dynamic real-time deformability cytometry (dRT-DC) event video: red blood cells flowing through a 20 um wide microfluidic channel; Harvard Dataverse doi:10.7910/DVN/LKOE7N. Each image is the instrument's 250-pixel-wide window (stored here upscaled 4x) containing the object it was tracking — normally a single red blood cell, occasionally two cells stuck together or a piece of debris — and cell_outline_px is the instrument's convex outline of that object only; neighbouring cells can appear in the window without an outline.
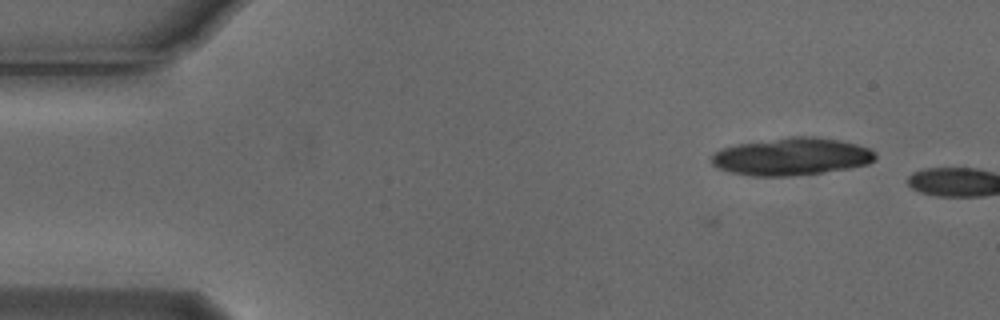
{"species": "Egyptian fruit bat (a non-hibernating species)", "species_latin": "Rousettus aegyptiacus", "temperature_condition": "cold", "stored_images_in_passage": 2, "camera_frame_rate_fps": 3000, "um_per_image_px": 0.085, "animal": {"sex": "male"}, "frame": {"image": 1, "passage_image": 1, "time_ms": 0.0, "image_size_px": [1000, 320], "cell_outline_px": [[876, 160], [868, 164], [848, 168], [824, 172], [792, 176], [752, 176], [728, 172], [716, 168], [712, 164], [712, 152], [720, 148], [736, 144], [792, 136], [812, 136], [840, 140], [856, 144], [868, 148], [876, 152]], "centroid_in_image_um": [67.25, 13.31], "position_along_channel_um": 17.7, "area_um2": 36.13}}